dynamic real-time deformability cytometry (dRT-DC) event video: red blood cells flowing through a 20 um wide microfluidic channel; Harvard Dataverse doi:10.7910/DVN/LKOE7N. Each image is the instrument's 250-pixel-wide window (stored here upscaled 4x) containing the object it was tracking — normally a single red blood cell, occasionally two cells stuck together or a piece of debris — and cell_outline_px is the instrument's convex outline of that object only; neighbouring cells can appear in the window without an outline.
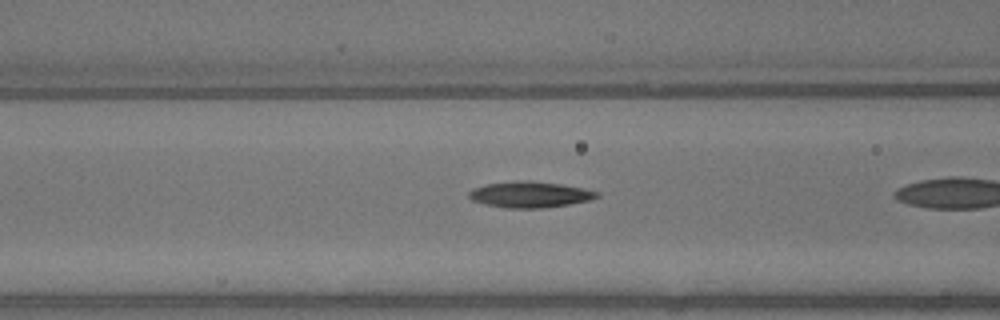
{"species": "common noctule bat (a hibernating species)", "species_latin": "Nyctalus noctula", "temperature_condition": "warm", "stored_images_in_passage": 7, "camera_frame_rate_fps": 3000, "um_per_image_px": 0.085, "animal": {"sex": "male", "body_mass_g": 13.3}, "frame": {"image": 1, "passage_image": 6, "time_ms": 1.667, "image_size_px": [1000, 320], "cell_outline_px": [[600, 196], [588, 200], [568, 204], [544, 208], [508, 208], [488, 204], [472, 200], [468, 196], [468, 192], [472, 188], [488, 184], [516, 180], [528, 180], [560, 184], [600, 192]], "centroid_in_image_um": [45.03, 16.53], "position_along_channel_um": 121.6, "area_um2": 19.19}}